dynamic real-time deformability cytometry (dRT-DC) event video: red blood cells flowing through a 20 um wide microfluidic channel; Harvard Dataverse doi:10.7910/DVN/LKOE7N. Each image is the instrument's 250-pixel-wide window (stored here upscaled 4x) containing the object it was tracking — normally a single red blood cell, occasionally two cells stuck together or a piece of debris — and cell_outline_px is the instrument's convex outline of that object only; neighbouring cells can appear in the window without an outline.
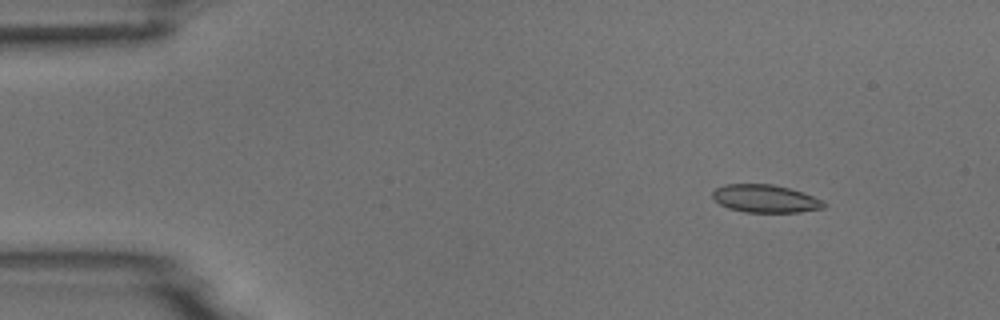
{"species": "common noctule bat (a hibernating species)", "species_latin": "Nyctalus noctula", "temperature_condition": "room temperature", "stored_images_in_passage": 6, "camera_frame_rate_fps": 3000, "um_per_image_px": 0.085, "animal": {"sex": "male", "body_mass_g": 18.8}, "frame": {"image": 1, "passage_image": 2, "time_ms": 1.333, "image_size_px": [1000, 320], "cell_outline_px": [[828, 204], [824, 208], [800, 212], [744, 212], [728, 208], [720, 204], [712, 196], [712, 192], [716, 188], [724, 184], [772, 184], [804, 192], [824, 200]], "centroid_in_image_um": [65.09, 16.88], "position_along_channel_um": 19.9, "area_um2": 18.21}}
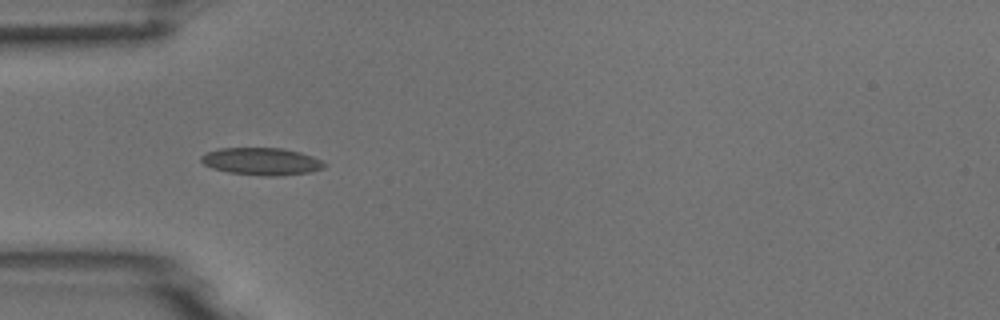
{"frame": {"image": 2, "passage_image": 5, "time_ms": 4.667, "image_size_px": [1000, 320], "cell_outline_px": [[328, 164], [324, 168], [308, 172], [280, 176], [260, 176], [228, 172], [212, 168], [204, 164], [200, 160], [200, 156], [208, 152], [220, 148], [284, 148], [300, 152], [312, 156]], "centroid_in_image_um": [22.24, 13.72], "position_along_channel_um": 62.8, "area_um2": 19.71}}
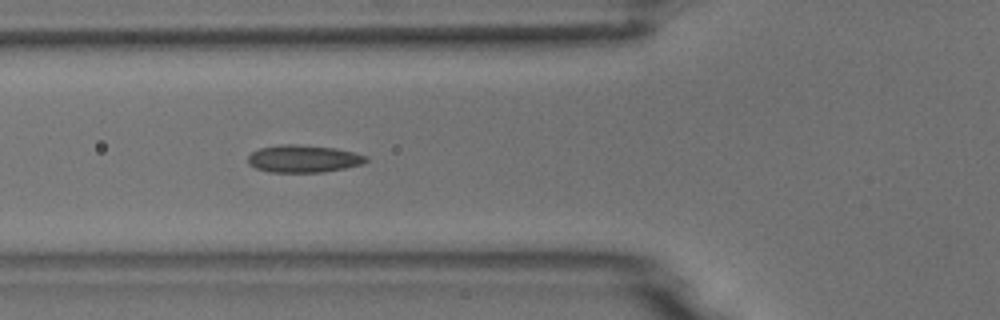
{"frame": {"image": 3, "passage_image": 6, "time_ms": 5.667, "image_size_px": [1000, 320], "cell_outline_px": [[368, 160], [364, 164], [324, 172], [268, 172], [256, 168], [248, 164], [248, 156], [252, 152], [260, 148], [280, 144], [296, 144], [336, 148], [368, 156]], "centroid_in_image_um": [25.79, 13.49], "position_along_channel_um": 100.0, "area_um2": 18.96}}